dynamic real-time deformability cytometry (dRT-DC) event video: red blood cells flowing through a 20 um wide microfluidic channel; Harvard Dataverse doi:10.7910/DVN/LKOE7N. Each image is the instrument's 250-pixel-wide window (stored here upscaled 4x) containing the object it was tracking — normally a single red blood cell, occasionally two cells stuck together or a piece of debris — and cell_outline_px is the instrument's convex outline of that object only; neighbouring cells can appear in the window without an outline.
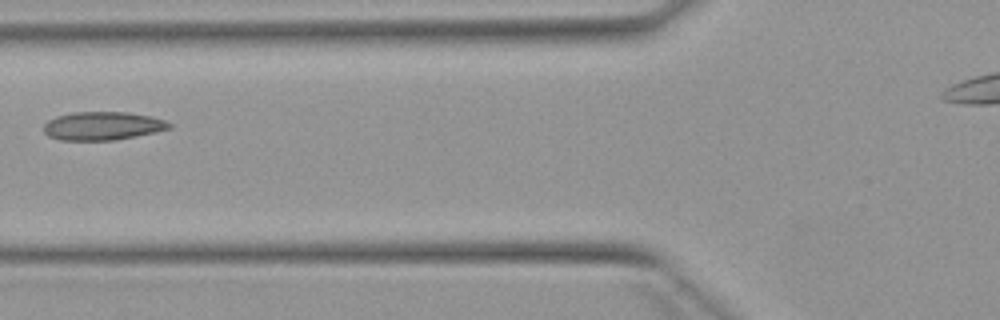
{"species": "Egyptian fruit bat (a non-hibernating species)", "species_latin": "Rousettus aegyptiacus", "temperature_condition": "warm", "stored_images_in_passage": 6, "camera_frame_rate_fps": 3000, "um_per_image_px": 0.085, "animal": {"sex": "female"}, "frame": {"image": 1, "passage_image": 5, "time_ms": 5.667, "image_size_px": [1000, 320], "cell_outline_px": [[172, 128], [156, 132], [116, 140], [60, 140], [48, 136], [44, 132], [44, 124], [48, 120], [56, 116], [72, 112], [128, 112], [148, 116], [164, 120], [172, 124]], "centroid_in_image_um": [8.71, 10.7], "position_along_channel_um": 117.1, "area_um2": 20.81}}
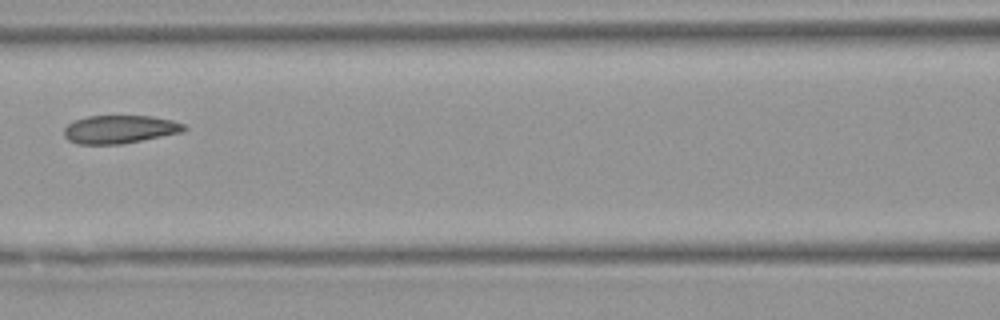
{"frame": {"image": 2, "passage_image": 6, "time_ms": 6.667, "image_size_px": [1000, 320], "cell_outline_px": [[188, 128], [184, 132], [120, 144], [76, 144], [68, 140], [64, 136], [64, 128], [68, 124], [76, 120], [88, 116], [152, 116], [172, 120], [184, 124]], "centroid_in_image_um": [10.19, 10.99], "position_along_channel_um": 156.4, "area_um2": 19.71}}